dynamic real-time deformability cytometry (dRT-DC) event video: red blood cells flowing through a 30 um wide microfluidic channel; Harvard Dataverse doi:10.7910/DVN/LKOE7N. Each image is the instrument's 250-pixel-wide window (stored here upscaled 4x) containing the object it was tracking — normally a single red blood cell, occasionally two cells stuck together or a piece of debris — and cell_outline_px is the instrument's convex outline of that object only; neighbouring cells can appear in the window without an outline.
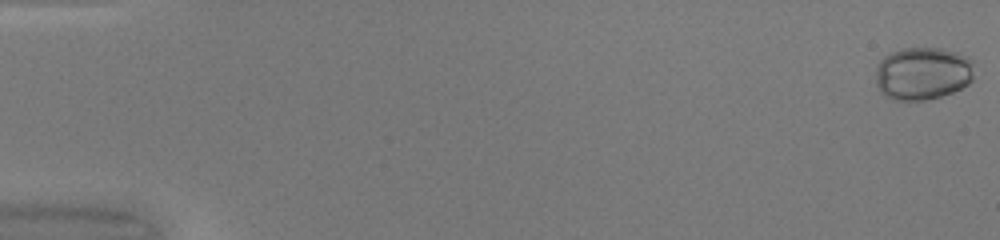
{"species": "common noctule bat (a hibernating species)", "species_latin": "Nyctalus noctula", "temperature_condition": "warm", "stored_images_in_passage": 50, "camera_frame_rate_fps": 3000, "um_per_image_px": 0.085, "animal": {"sex": "female", "body_mass_g": 20.0, "forearm_length_mm": 54.0}, "frame": {"image": 1, "passage_image": 1, "time_ms": 0.0, "image_size_px": [1000, 240], "cell_outline_px": [[972, 80], [968, 84], [952, 92], [928, 100], [892, 100], [884, 96], [880, 92], [876, 84], [876, 68], [880, 60], [884, 56], [892, 52], [904, 48], [940, 48], [956, 52], [968, 56], [972, 60]], "centroid_in_image_um": [78.4, 6.25], "position_along_channel_um": 6.6, "area_um2": 30.52}}
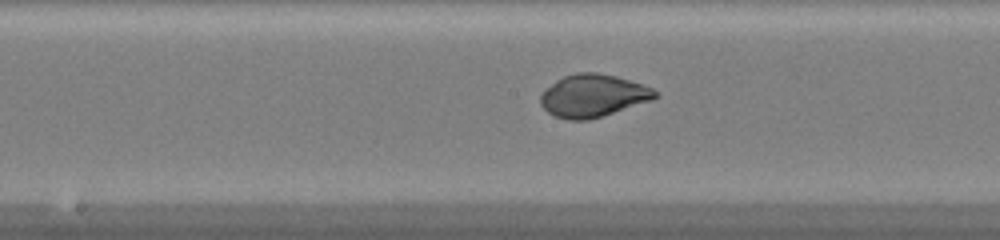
{"frame": {"image": 2, "passage_image": 27, "time_ms": 8.667, "image_size_px": [1000, 240], "cell_outline_px": [[660, 96], [652, 100], [588, 120], [568, 120], [556, 116], [548, 112], [540, 104], [540, 96], [544, 88], [556, 80], [564, 76], [576, 72], [596, 72], [616, 76], [652, 88], [660, 92]], "centroid_in_image_um": [50.39, 8.12], "position_along_channel_um": 197.8, "area_um2": 28.44}}
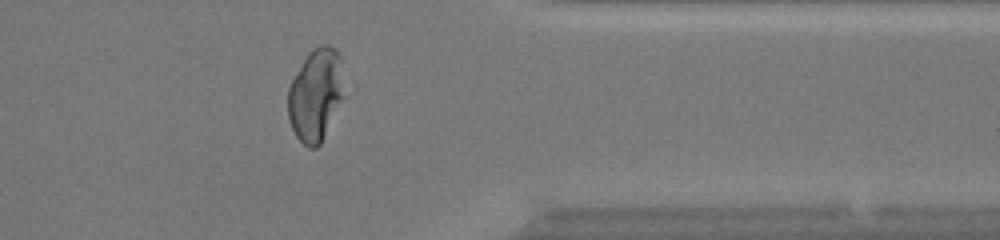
{"frame": {"image": 3, "passage_image": 41, "time_ms": 13.333, "image_size_px": [1000, 240], "cell_outline_px": [[348, 96], [320, 144], [316, 148], [308, 148], [296, 136], [288, 120], [288, 88], [292, 80], [308, 52], [312, 48], [320, 44], [328, 44], [336, 48], [340, 56], [348, 92]], "centroid_in_image_um": [26.92, 8.05], "position_along_channel_um": 384.5, "area_um2": 31.62}, "authors_computed_cell_mechanics": {"area_um2": 29.4491, "velocity_mm_per_s": 4.2219, "shape_relaxation_time_tau1_ms": 4.8639, "shape_relaxation_time_tau2_ms": null, "deformation_change_tau1": 0.138, "deformation_change_tau2": null}}